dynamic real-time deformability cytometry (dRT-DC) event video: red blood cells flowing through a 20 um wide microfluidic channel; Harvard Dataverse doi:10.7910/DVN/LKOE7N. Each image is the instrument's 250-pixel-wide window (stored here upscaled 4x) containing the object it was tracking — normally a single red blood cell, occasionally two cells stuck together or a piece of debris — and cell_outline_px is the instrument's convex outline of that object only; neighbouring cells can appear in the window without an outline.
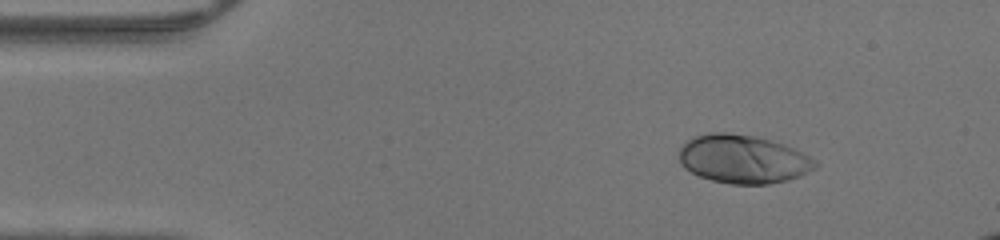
{"species": "human", "species_latin": "Homo sapiens", "temperature_condition": "warm", "stored_images_in_passage": 42, "camera_frame_rate_fps": 3000, "um_per_image_px": 0.085, "donor": {"sex": "male"}, "frame": {"image": 1, "passage_image": 1, "time_ms": 0.0, "image_size_px": [1000, 240], "cell_outline_px": [[820, 164], [816, 168], [800, 176], [788, 180], [768, 184], [732, 184], [712, 180], [700, 176], [684, 168], [680, 164], [680, 148], [688, 140], [696, 136], [708, 132], [724, 132], [752, 136], [768, 140], [792, 148], [816, 160]], "centroid_in_image_um": [63.16, 13.54], "position_along_channel_um": 21.8, "area_um2": 38.09}}
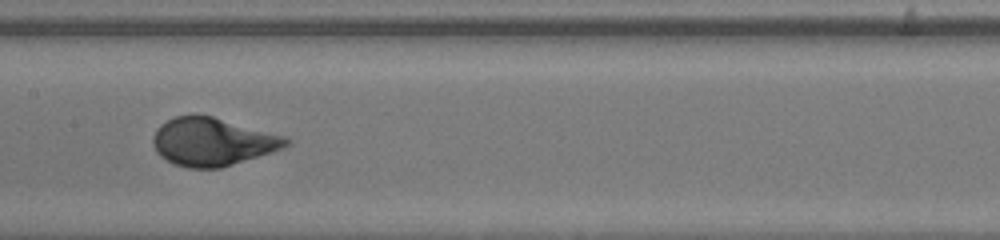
{"frame": {"image": 2, "passage_image": 18, "time_ms": 5.667, "image_size_px": [1000, 240], "cell_outline_px": [[292, 144], [284, 148], [272, 152], [220, 168], [188, 168], [172, 164], [160, 156], [156, 152], [152, 144], [152, 136], [156, 128], [160, 124], [176, 116], [196, 112], [212, 116], [288, 136], [292, 140]], "centroid_in_image_um": [18.07, 12.03], "position_along_channel_um": 189.3, "area_um2": 38.03}}
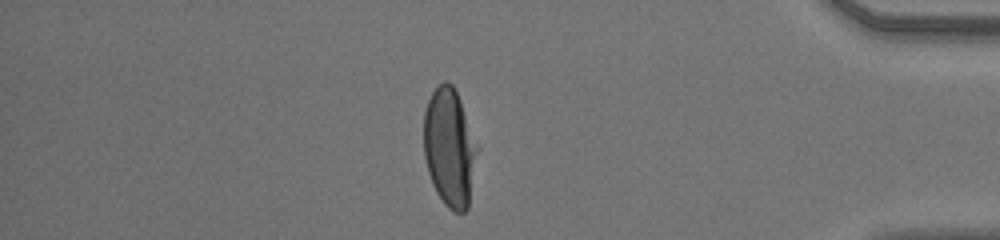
{"frame": {"image": 3, "passage_image": 35, "time_ms": 11.333, "image_size_px": [1000, 240], "cell_outline_px": [[476, 152], [468, 208], [464, 212], [452, 212], [444, 204], [436, 192], [432, 184], [428, 172], [424, 156], [424, 112], [428, 100], [432, 92], [444, 80], [448, 80], [452, 84], [460, 100], [476, 148]], "centroid_in_image_um": [38.16, 12.56], "position_along_channel_um": 397.0, "area_um2": 36.01}}